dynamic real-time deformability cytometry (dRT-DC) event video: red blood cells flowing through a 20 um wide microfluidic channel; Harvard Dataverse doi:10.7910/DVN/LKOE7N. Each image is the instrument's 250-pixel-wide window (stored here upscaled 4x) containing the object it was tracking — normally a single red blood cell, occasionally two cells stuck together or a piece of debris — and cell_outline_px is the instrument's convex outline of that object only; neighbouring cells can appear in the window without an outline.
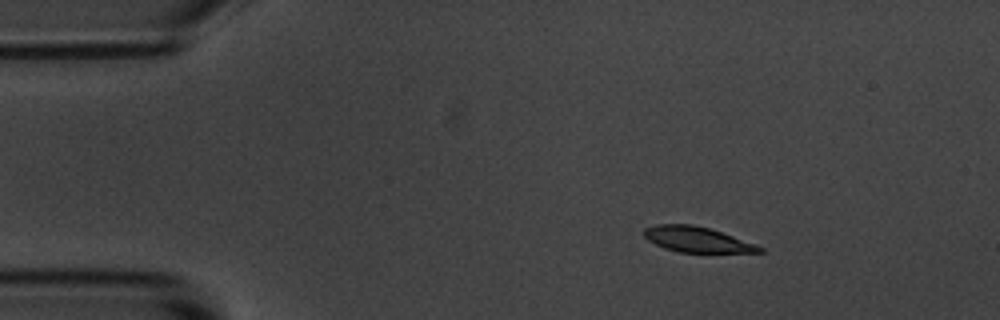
{"species": "common noctule bat (a hibernating species)", "species_latin": "Nyctalus noctula", "temperature_condition": "room temperature", "stored_images_in_passage": 3, "camera_frame_rate_fps": 3000, "um_per_image_px": 0.085, "animal": {"sex": "male", "body_mass_g": 20.1, "forearm_length_mm": 53.5}, "frame": {"image": 1, "passage_image": 2, "time_ms": 1.0, "image_size_px": [1000, 320], "cell_outline_px": [[764, 252], [680, 252], [664, 248], [648, 240], [644, 236], [644, 228], [656, 224], [692, 224], [708, 228], [756, 244], [764, 248]], "centroid_in_image_um": [59.22, 20.35], "position_along_channel_um": 25.8, "area_um2": 16.88}}